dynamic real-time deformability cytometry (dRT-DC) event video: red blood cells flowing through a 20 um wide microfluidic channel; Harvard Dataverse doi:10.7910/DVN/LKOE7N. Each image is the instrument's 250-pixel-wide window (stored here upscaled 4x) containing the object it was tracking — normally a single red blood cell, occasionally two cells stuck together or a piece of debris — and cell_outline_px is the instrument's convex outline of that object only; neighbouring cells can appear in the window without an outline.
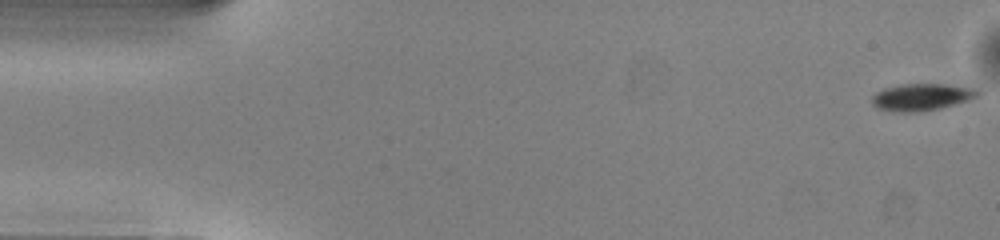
{"species": "common noctule bat (a hibernating species)", "species_latin": "Nyctalus noctula", "temperature_condition": "warm", "stored_images_in_passage": 51, "camera_frame_rate_fps": 3000, "um_per_image_px": 0.085, "animal": {"sex": "male", "body_mass_g": 13.0, "forearm_length_mm": 53.1}, "frame": {"image": 1, "passage_image": 1, "time_ms": 0.0, "image_size_px": [1000, 240], "cell_outline_px": [[980, 96], [968, 100], [940, 108], [920, 112], [892, 112], [876, 108], [872, 104], [872, 96], [876, 92], [884, 88], [900, 84], [944, 84], [972, 88], [980, 92]], "centroid_in_image_um": [78.29, 8.26], "position_along_channel_um": 6.7, "area_um2": 16.7}}
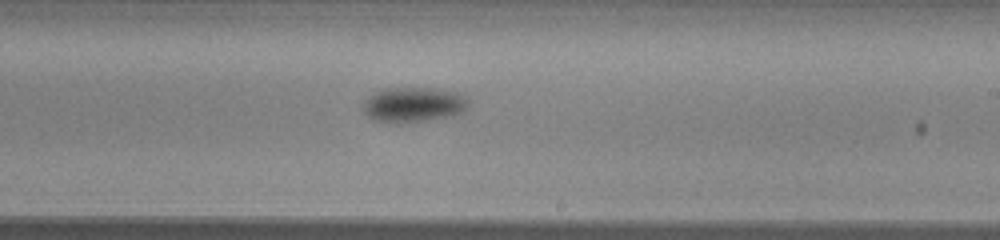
{"frame": {"image": 2, "passage_image": 30, "time_ms": 9.667, "image_size_px": [1000, 240], "cell_outline_px": [[468, 108], [464, 112], [448, 116], [400, 124], [388, 124], [372, 120], [364, 112], [364, 100], [376, 92], [384, 88], [436, 88], [460, 92], [468, 100]], "centroid_in_image_um": [35.14, 8.9], "position_along_channel_um": 253.9, "area_um2": 21.79}}
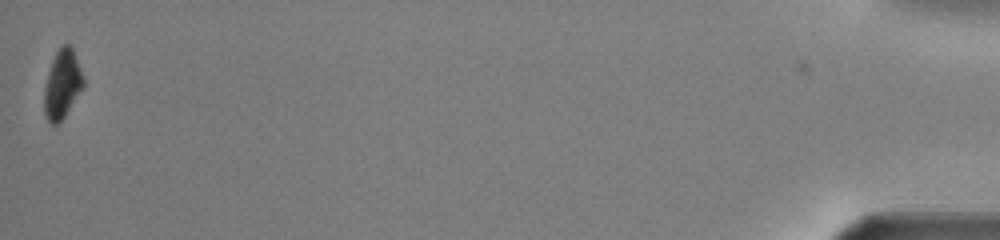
{"frame": {"image": 3, "passage_image": 51, "time_ms": 16.667, "image_size_px": [1000, 240], "cell_outline_px": [[84, 88], [64, 116], [56, 124], [52, 124], [48, 120], [44, 112], [44, 88], [48, 72], [52, 60], [56, 52], [64, 44], [68, 44], [72, 48], [84, 76]], "centroid_in_image_um": [5.3, 7.15], "position_along_channel_um": 429.9, "area_um2": 15.55}, "authors_computed_cell_mechanics": {"area_um2": 18.2648, "velocity_mm_per_s": 4.0127, "shape_relaxation_time_tau1_ms": 1.4126, "shape_relaxation_time_tau2_ms": null, "deformation_change_tau1": 0.0862, "deformation_change_tau2": null}}